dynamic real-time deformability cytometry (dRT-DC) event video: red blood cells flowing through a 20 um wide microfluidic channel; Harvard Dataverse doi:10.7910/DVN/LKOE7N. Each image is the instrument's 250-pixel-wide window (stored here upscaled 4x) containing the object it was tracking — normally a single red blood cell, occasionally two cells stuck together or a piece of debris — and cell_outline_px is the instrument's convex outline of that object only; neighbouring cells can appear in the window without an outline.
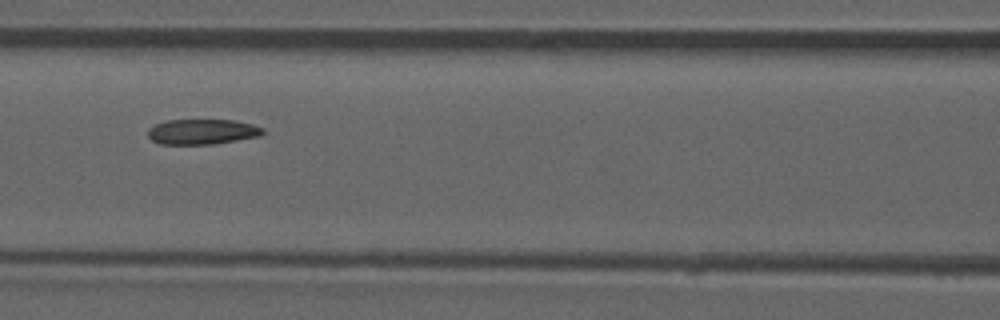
{"species": "common noctule bat (a hibernating species)", "species_latin": "Nyctalus noctula", "temperature_condition": "room temperature", "stored_images_in_passage": 52, "camera_frame_rate_fps": 3000, "um_per_image_px": 0.085, "animal": {"sex": "male", "forearm_length_mm": 52.5}, "frame": {"image": 1, "passage_image": 23, "time_ms": 7.333, "image_size_px": [1000, 320], "cell_outline_px": [[264, 132], [260, 136], [212, 144], [160, 144], [152, 140], [148, 136], [148, 128], [156, 124], [168, 120], [236, 120], [252, 124], [264, 128]], "centroid_in_image_um": [17.19, 11.19], "position_along_channel_um": 149.4, "area_um2": 16.88}, "authors_computed_cell_mechanics": {"area_um2": 17.7157, "velocity_mm_per_s": 3.9286, "shape_relaxation_time_tau1_ms": 10.8521, "shape_relaxation_time_tau2_ms": 4.3231, "deformation_change_tau1": 0.1604, "deformation_change_tau2": 0.1042}}